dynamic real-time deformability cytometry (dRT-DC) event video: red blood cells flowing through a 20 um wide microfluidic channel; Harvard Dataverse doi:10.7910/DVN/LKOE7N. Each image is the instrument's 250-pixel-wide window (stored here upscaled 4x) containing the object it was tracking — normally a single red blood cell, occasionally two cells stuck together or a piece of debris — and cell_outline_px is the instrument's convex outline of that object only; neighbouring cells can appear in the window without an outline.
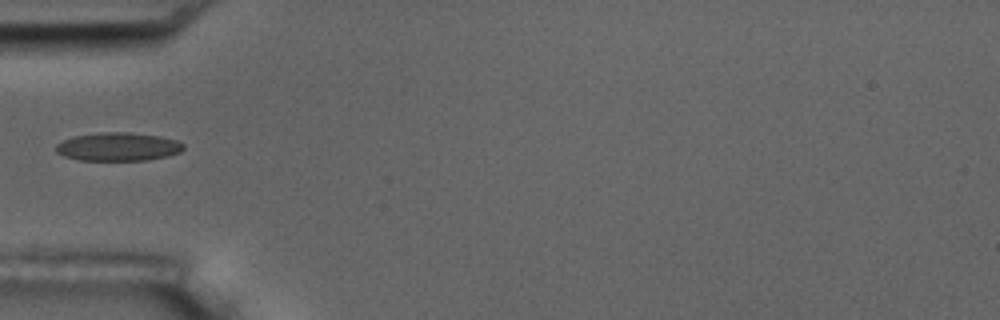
{"species": "common noctule bat (a hibernating species)", "species_latin": "Nyctalus noctula", "temperature_condition": "room temperature", "stored_images_in_passage": 9, "camera_frame_rate_fps": 3000, "um_per_image_px": 0.085, "animal": {"sex": "male", "body_mass_g": 17.5, "forearm_length_mm": 52.3}, "frame": {"image": 1, "passage_image": 3, "time_ms": 0.667, "image_size_px": [1000, 320], "cell_outline_px": [[184, 148], [180, 152], [168, 156], [144, 160], [80, 160], [64, 156], [56, 152], [56, 144], [72, 136], [100, 132], [128, 132], [160, 136], [176, 140], [184, 144]], "centroid_in_image_um": [10.03, 12.46], "position_along_channel_um": 75.0, "area_um2": 21.1}}
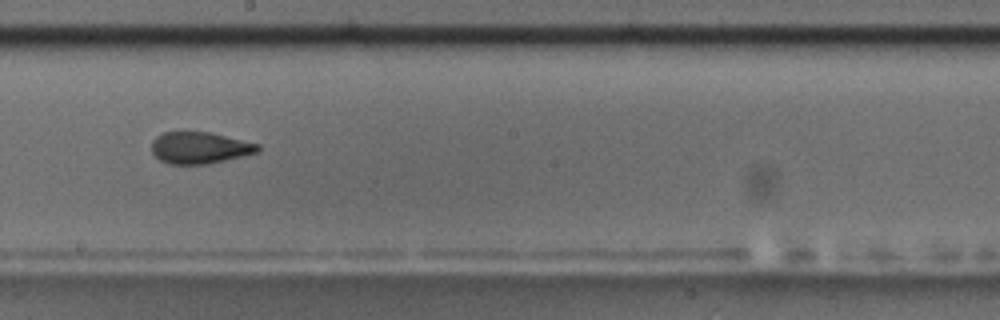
{"frame": {"image": 2, "passage_image": 7, "time_ms": 2.0, "image_size_px": [1000, 320], "cell_outline_px": [[260, 152], [244, 156], [208, 164], [168, 164], [160, 160], [152, 152], [152, 140], [156, 136], [164, 132], [212, 132], [260, 144]], "centroid_in_image_um": [17.01, 12.56], "position_along_channel_um": 231.2, "area_um2": 19.83}}
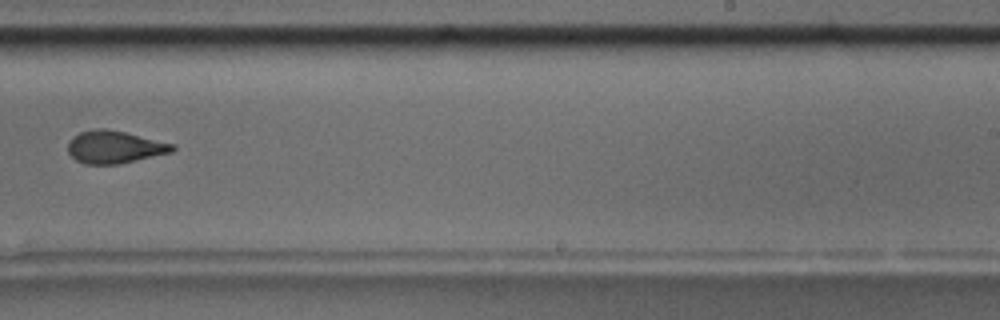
{"frame": {"image": 3, "passage_image": 8, "time_ms": 2.333, "image_size_px": [1000, 320], "cell_outline_px": [[176, 148], [172, 152], [136, 160], [116, 164], [84, 164], [76, 160], [68, 152], [68, 140], [72, 136], [80, 132], [96, 128], [104, 128], [124, 132], [176, 144]], "centroid_in_image_um": [9.72, 12.49], "position_along_channel_um": 279.3, "area_um2": 19.83}}